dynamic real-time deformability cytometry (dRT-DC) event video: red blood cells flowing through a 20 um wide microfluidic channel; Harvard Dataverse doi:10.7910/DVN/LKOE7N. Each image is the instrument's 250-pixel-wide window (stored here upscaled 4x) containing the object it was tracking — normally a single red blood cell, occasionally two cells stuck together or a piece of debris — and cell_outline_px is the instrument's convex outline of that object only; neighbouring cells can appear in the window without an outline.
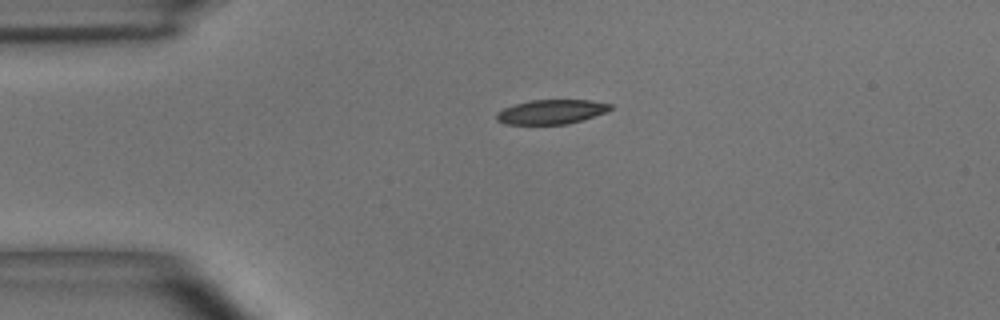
{"species": "common noctule bat (a hibernating species)", "species_latin": "Nyctalus noctula", "temperature_condition": "room temperature", "stored_images_in_passage": 44, "camera_frame_rate_fps": 3000, "um_per_image_px": 0.085, "animal": {"sex": "male", "body_mass_g": 15.6}, "frame": {"image": 1, "passage_image": 1, "time_ms": 0.0, "image_size_px": [1000, 320], "cell_outline_px": [[612, 108], [608, 112], [568, 124], [504, 124], [496, 120], [496, 112], [504, 108], [516, 104], [532, 100], [588, 100], [612, 104]], "centroid_in_image_um": [46.87, 9.51], "position_along_channel_um": 38.1, "area_um2": 16.18}}
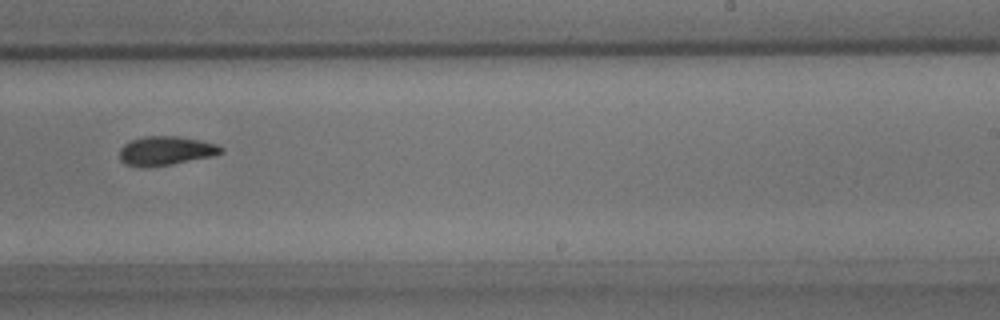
{"frame": {"image": 2, "passage_image": 23, "time_ms": 7.333, "image_size_px": [1000, 320], "cell_outline_px": [[224, 152], [212, 156], [172, 164], [140, 168], [124, 164], [120, 160], [120, 148], [124, 144], [132, 140], [144, 136], [176, 136], [200, 140], [216, 144], [224, 148]], "centroid_in_image_um": [14.07, 12.82], "position_along_channel_um": 274.9, "area_um2": 17.22}}
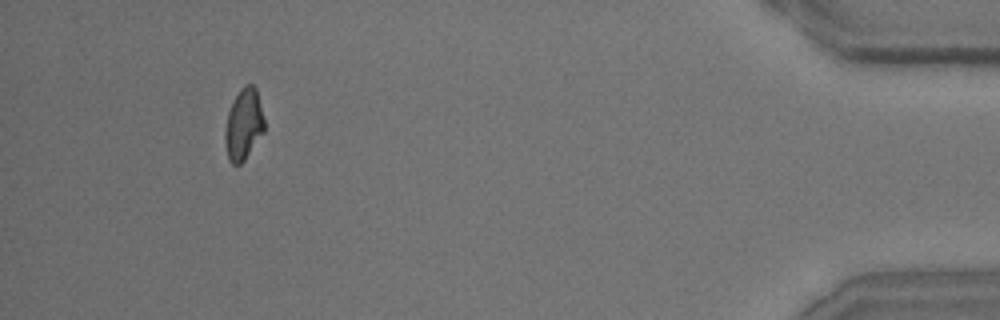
{"frame": {"image": 3, "passage_image": 40, "time_ms": 13.0, "image_size_px": [1000, 320], "cell_outline_px": [[264, 132], [244, 160], [240, 164], [232, 164], [228, 160], [224, 140], [224, 132], [228, 112], [240, 88], [244, 84], [252, 84], [256, 88], [264, 120]], "centroid_in_image_um": [20.69, 10.58], "position_along_channel_um": 414.5, "area_um2": 16.24}, "authors_computed_cell_mechanics": {"area_um2": 17.1666, "velocity_mm_per_s": 3.6095, "shape_relaxation_time_tau1_ms": 5.3825, "shape_relaxation_time_tau2_ms": 4.0464, "deformation_change_tau1": 0.1642, "deformation_change_tau2": 0.0991}}